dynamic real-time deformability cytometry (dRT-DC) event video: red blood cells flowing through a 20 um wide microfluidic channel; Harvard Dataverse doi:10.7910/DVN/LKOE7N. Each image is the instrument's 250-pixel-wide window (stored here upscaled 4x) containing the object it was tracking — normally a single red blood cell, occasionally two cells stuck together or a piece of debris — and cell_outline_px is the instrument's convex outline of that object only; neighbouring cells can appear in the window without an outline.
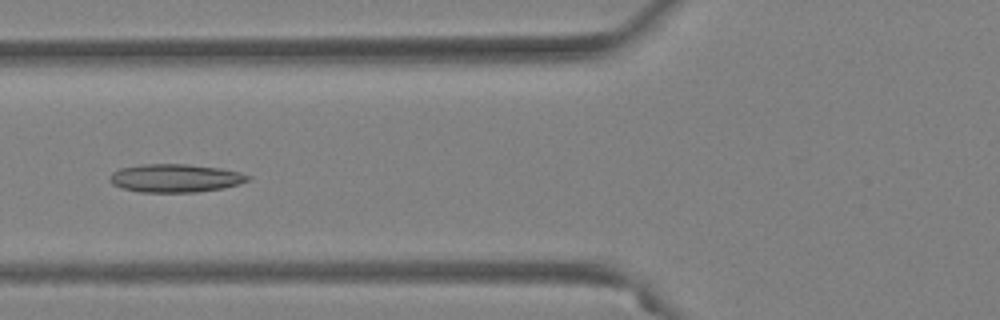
{"species": "Egyptian fruit bat (a non-hibernating species)", "species_latin": "Rousettus aegyptiacus", "temperature_condition": "warm", "stored_images_in_passage": 49, "camera_frame_rate_fps": 3000, "um_per_image_px": 0.085, "animal": {"sex": "female"}, "frame": {"image": 1, "passage_image": 21, "time_ms": 6.667, "image_size_px": [1000, 320], "cell_outline_px": [[252, 180], [240, 184], [224, 188], [196, 192], [140, 192], [120, 188], [112, 184], [108, 180], [108, 176], [112, 172], [120, 168], [140, 164], [188, 164], [220, 168], [240, 172], [252, 176]], "centroid_in_image_um": [14.9, 15.14], "position_along_channel_um": 110.9, "area_um2": 23.12}}
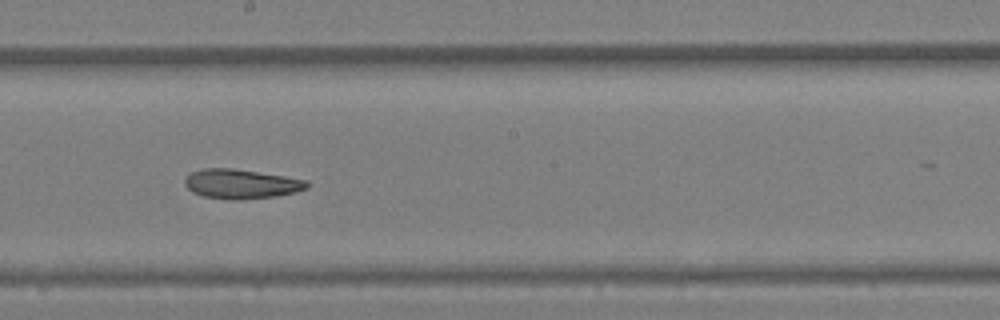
{"frame": {"image": 2, "passage_image": 30, "time_ms": 9.667, "image_size_px": [1000, 320], "cell_outline_px": [[308, 188], [296, 192], [276, 196], [240, 200], [232, 200], [204, 196], [192, 192], [184, 184], [184, 180], [192, 172], [204, 168], [232, 168], [284, 176], [308, 180]], "centroid_in_image_um": [20.51, 15.64], "position_along_channel_um": 227.7, "area_um2": 20.92}}
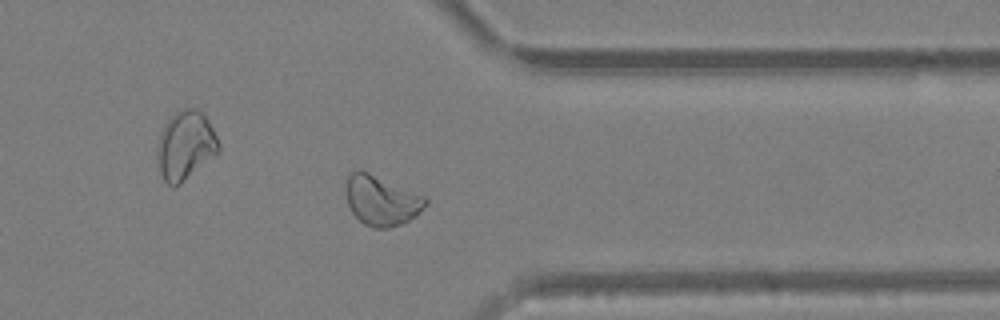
{"frame": {"image": 3, "passage_image": 42, "time_ms": 13.667, "image_size_px": [1000, 320], "cell_outline_px": [[428, 204], [416, 216], [400, 224], [388, 228], [372, 228], [364, 224], [352, 212], [348, 204], [344, 188], [344, 184], [348, 176], [352, 172], [360, 168], [424, 196], [428, 200]], "centroid_in_image_um": [32.4, 17.03], "position_along_channel_um": 379.0, "area_um2": 23.29}, "authors_computed_cell_mechanics": {"area_um2": 22.5998, "velocity_mm_per_s": 3.8949, "shape_relaxation_time_tau1_ms": null, "shape_relaxation_time_tau2_ms": 9.2535, "deformation_change_tau1": null, "deformation_change_tau2": 0.1555}}